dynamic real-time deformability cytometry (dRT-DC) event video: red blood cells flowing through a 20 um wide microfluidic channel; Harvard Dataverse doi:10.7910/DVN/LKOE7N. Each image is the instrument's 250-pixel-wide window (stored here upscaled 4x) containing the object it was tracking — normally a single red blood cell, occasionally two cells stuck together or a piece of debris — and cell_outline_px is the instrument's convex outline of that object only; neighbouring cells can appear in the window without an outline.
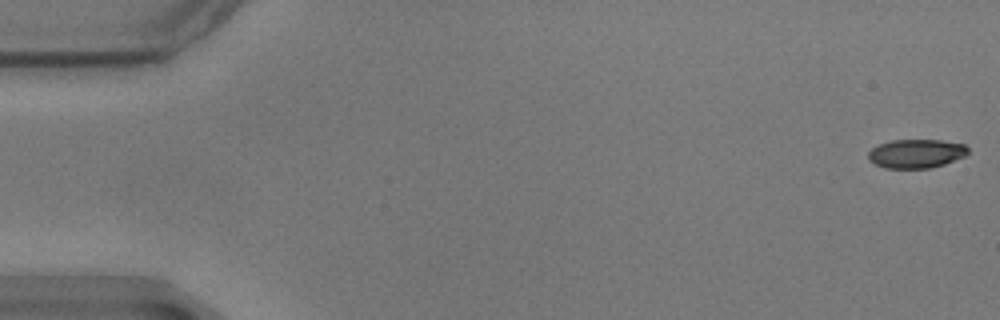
{"species": "common noctule bat (a hibernating species)", "species_latin": "Nyctalus noctula", "temperature_condition": "warm", "stored_images_in_passage": 58, "camera_frame_rate_fps": 3000, "um_per_image_px": 0.085, "animal": {"sex": "male", "body_mass_g": 17.9}, "frame": {"image": 1, "passage_image": 1, "time_ms": 0.0, "image_size_px": [1000, 320], "cell_outline_px": [[968, 152], [964, 156], [944, 164], [928, 168], [884, 168], [868, 160], [868, 152], [872, 148], [880, 144], [892, 140], [940, 140], [964, 144], [968, 148]], "centroid_in_image_um": [77.86, 13.05], "position_along_channel_um": 7.1, "area_um2": 16.65}}
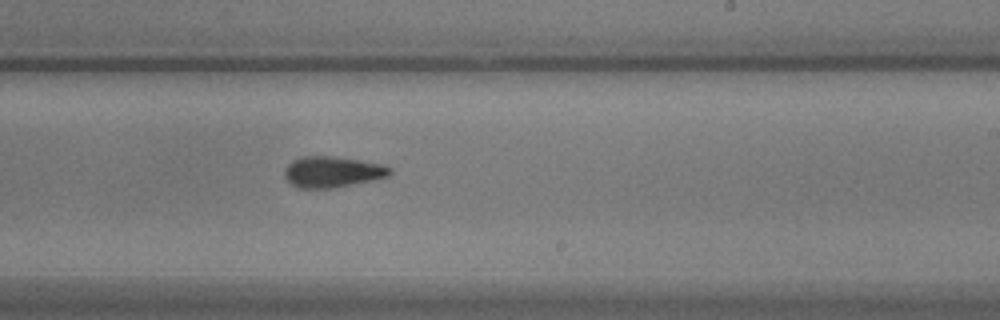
{"frame": {"image": 2, "passage_image": 35, "time_ms": 11.333, "image_size_px": [1000, 320], "cell_outline_px": [[392, 172], [388, 176], [372, 180], [336, 188], [300, 188], [292, 184], [284, 176], [284, 168], [292, 160], [300, 156], [332, 156], [360, 160], [384, 164], [392, 168]], "centroid_in_image_um": [28.26, 14.6], "position_along_channel_um": 260.7, "area_um2": 19.19}}
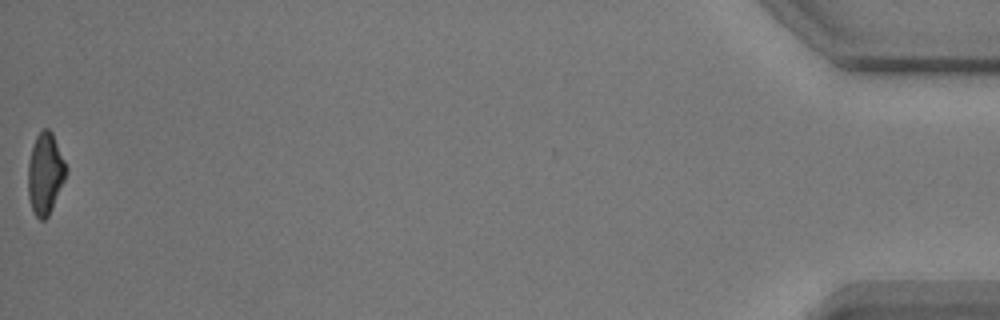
{"frame": {"image": 3, "passage_image": 58, "time_ms": 19.0, "image_size_px": [1000, 320], "cell_outline_px": [[68, 172], [52, 208], [48, 216], [44, 220], [40, 220], [36, 216], [32, 208], [28, 196], [28, 164], [32, 148], [36, 136], [44, 128], [48, 128], [52, 132], [68, 168]], "centroid_in_image_um": [3.85, 14.75], "position_along_channel_um": 431.3, "area_um2": 17.98}, "authors_computed_cell_mechanics": {"area_um2": 18.7272, "velocity_mm_per_s": 3.4953, "shape_relaxation_time_tau1_ms": 4.7084, "shape_relaxation_time_tau2_ms": 2.8306, "deformation_change_tau1": 0.1768, "deformation_change_tau2": 0.1048}}